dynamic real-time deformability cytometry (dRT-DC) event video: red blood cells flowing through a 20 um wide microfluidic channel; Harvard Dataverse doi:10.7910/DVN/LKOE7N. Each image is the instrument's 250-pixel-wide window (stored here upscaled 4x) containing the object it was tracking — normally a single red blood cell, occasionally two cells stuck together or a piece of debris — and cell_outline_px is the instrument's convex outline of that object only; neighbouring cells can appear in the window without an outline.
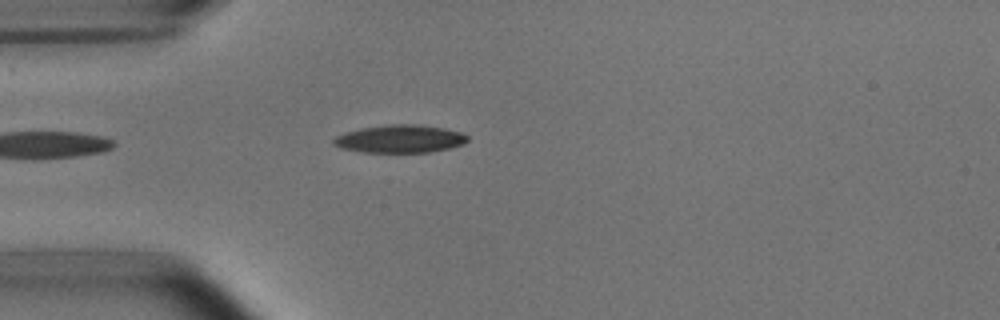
{"species": "common noctule bat (a hibernating species)", "species_latin": "Nyctalus noctula", "temperature_condition": "room temperature", "stored_images_in_passage": 1, "camera_frame_rate_fps": 3000, "um_per_image_px": 0.085, "animal": {"sex": "male", "body_mass_g": 15.6}, "frame": {"image": 1, "passage_image": 1, "time_ms": 0.0, "image_size_px": [1000, 320], "cell_outline_px": [[468, 140], [464, 144], [448, 148], [428, 152], [364, 152], [340, 148], [332, 144], [332, 140], [336, 136], [344, 132], [360, 128], [388, 124], [416, 124], [444, 128], [460, 132], [468, 136]], "centroid_in_image_um": [33.96, 11.79], "position_along_channel_um": 51.0, "area_um2": 21.79}}